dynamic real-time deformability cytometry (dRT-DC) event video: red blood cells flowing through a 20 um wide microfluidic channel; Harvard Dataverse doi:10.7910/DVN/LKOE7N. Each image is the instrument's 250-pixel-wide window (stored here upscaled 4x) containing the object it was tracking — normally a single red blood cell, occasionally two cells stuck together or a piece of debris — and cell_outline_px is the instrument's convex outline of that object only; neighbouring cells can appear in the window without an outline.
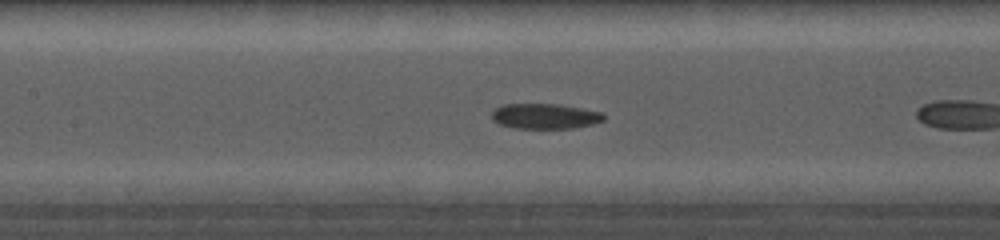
{"species": "common noctule bat (a hibernating species)", "species_latin": "Nyctalus noctula", "temperature_condition": "cold", "stored_images_in_passage": 12, "camera_frame_rate_fps": 5000, "um_per_image_px": 0.085, "animal": {"sex": "female", "body_mass_g": 19.0, "forearm_length_mm": 56.7}, "frame": {"image": 1, "passage_image": 7, "time_ms": 3.0, "image_size_px": [1000, 240], "cell_outline_px": [[604, 120], [592, 124], [572, 128], [512, 128], [500, 124], [492, 120], [492, 112], [496, 108], [504, 104], [556, 104], [604, 112]], "centroid_in_image_um": [46.31, 9.88], "position_along_channel_um": 161.1, "area_um2": 16.42}}
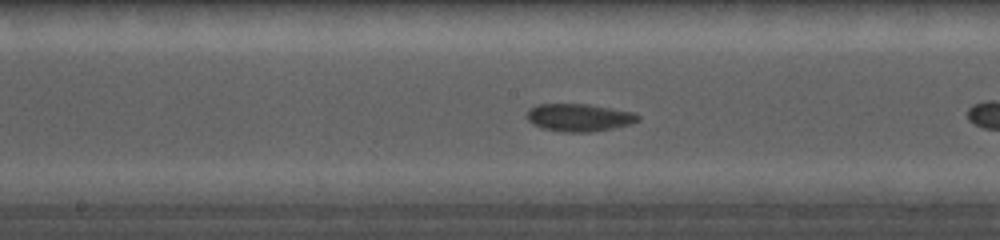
{"frame": {"image": 2, "passage_image": 9, "time_ms": 4.0, "image_size_px": [1000, 240], "cell_outline_px": [[640, 120], [632, 124], [592, 132], [560, 132], [540, 128], [532, 124], [524, 116], [528, 108], [540, 104], [584, 104], [632, 112], [640, 116]], "centroid_in_image_um": [49.16, 10.0], "position_along_channel_um": 199.0, "area_um2": 18.03}}